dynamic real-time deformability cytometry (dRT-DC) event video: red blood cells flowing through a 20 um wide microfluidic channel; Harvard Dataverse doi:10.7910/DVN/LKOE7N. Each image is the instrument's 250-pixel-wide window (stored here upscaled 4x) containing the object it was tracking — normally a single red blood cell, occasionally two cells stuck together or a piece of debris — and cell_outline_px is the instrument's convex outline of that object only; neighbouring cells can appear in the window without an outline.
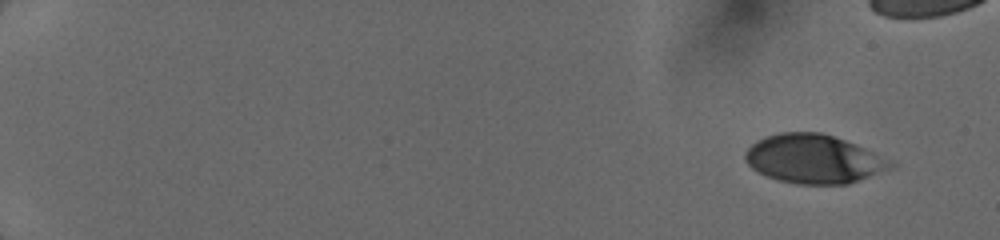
{"species": "human", "species_latin": "Homo sapiens", "temperature_condition": "cold", "stored_images_in_passage": 16, "camera_frame_rate_fps": 3000, "um_per_image_px": 0.085, "donor": {"sex": "female"}, "frame": {"image": 1, "passage_image": 1, "time_ms": 0.0, "image_size_px": [1000, 240], "cell_outline_px": [[896, 168], [848, 184], [796, 184], [780, 180], [768, 176], [752, 168], [744, 160], [744, 152], [756, 140], [764, 136], [780, 132], [820, 132], [856, 144], [892, 160], [896, 164]], "centroid_in_image_um": [69.2, 13.51], "position_along_channel_um": 15.8, "area_um2": 41.62}}
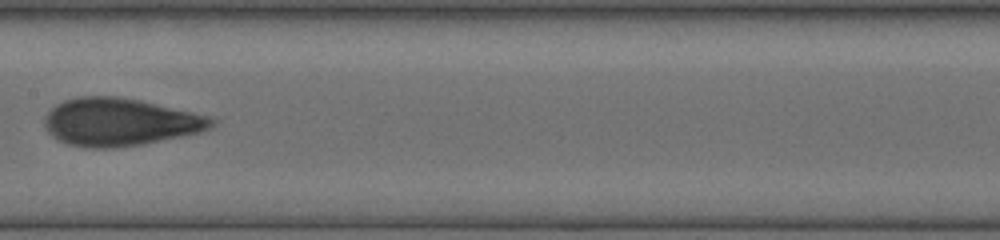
{"frame": {"image": 2, "passage_image": 11, "time_ms": 8.667, "image_size_px": [1000, 240], "cell_outline_px": [[216, 124], [212, 128], [200, 132], [144, 144], [112, 148], [92, 148], [68, 144], [52, 136], [48, 132], [44, 124], [44, 120], [48, 112], [56, 104], [64, 100], [76, 96], [116, 96], [140, 100], [216, 116]], "centroid_in_image_um": [10.26, 10.36], "position_along_channel_um": 197.1, "area_um2": 46.93}}
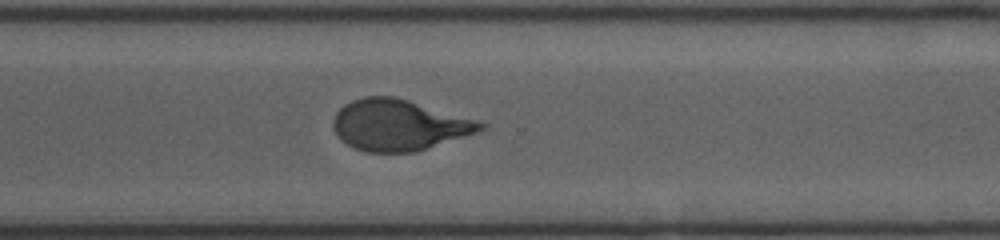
{"frame": {"image": 3, "passage_image": 16, "time_ms": 12.0, "image_size_px": [1000, 240], "cell_outline_px": [[488, 128], [416, 152], [368, 152], [356, 148], [348, 144], [336, 132], [332, 124], [336, 112], [344, 104], [352, 100], [364, 96], [392, 96], [408, 100], [484, 120], [488, 124]], "centroid_in_image_um": [33.99, 10.61], "position_along_channel_um": 336.6, "area_um2": 43.93}}